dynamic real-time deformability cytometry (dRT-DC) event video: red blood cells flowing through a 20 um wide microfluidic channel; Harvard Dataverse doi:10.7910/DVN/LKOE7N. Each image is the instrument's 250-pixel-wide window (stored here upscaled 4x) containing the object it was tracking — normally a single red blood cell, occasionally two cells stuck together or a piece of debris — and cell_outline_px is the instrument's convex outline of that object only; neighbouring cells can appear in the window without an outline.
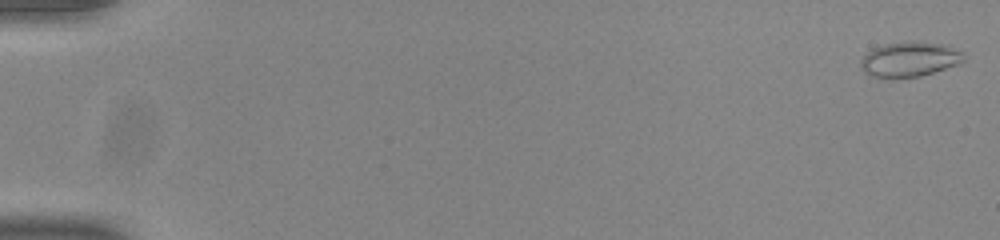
{"species": "common noctule bat (a hibernating species)", "species_latin": "Nyctalus noctula", "temperature_condition": "room temperature", "stored_images_in_passage": 54, "camera_frame_rate_fps": 3000, "um_per_image_px": 0.085, "animal": {"sex": "male", "body_mass_g": 20.0, "forearm_length_mm": 53.3}, "frame": {"image": 1, "passage_image": 1, "time_ms": 0.0, "image_size_px": [1000, 240], "cell_outline_px": [[964, 60], [960, 64], [920, 76], [892, 80], [872, 76], [864, 72], [860, 68], [860, 60], [872, 48], [884, 44], [904, 40], [920, 40], [948, 44], [956, 48], [964, 56]], "centroid_in_image_um": [77.3, 5.03], "position_along_channel_um": 7.7, "area_um2": 21.85}}
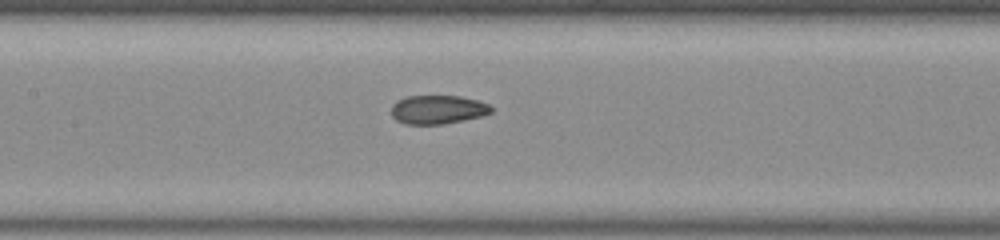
{"frame": {"image": 2, "passage_image": 27, "time_ms": 8.667, "image_size_px": [1000, 240], "cell_outline_px": [[492, 112], [480, 116], [464, 120], [444, 124], [404, 124], [396, 120], [392, 116], [392, 104], [396, 100], [404, 96], [460, 96], [476, 100], [488, 104], [492, 108]], "centroid_in_image_um": [37.17, 9.31], "position_along_channel_um": 170.2, "area_um2": 16.76}}
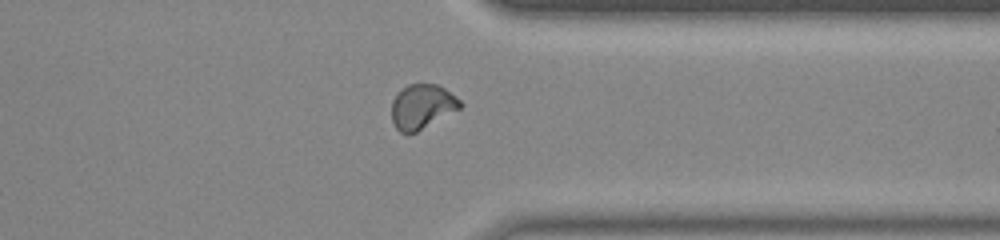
{"frame": {"image": 3, "passage_image": 43, "time_ms": 14.0, "image_size_px": [1000, 240], "cell_outline_px": [[464, 104], [460, 108], [416, 132], [408, 136], [400, 132], [396, 128], [392, 120], [392, 100], [400, 88], [408, 84], [436, 84], [444, 88], [456, 96]], "centroid_in_image_um": [35.85, 9.06], "position_along_channel_um": 375.6, "area_um2": 17.92}, "authors_computed_cell_mechanics": {"area_um2": 17.8891, "velocity_mm_per_s": 3.891, "shape_relaxation_time_tau1_ms": null, "shape_relaxation_time_tau2_ms": 1.2007, "deformation_change_tau1": null, "deformation_change_tau2": 0.0566}}